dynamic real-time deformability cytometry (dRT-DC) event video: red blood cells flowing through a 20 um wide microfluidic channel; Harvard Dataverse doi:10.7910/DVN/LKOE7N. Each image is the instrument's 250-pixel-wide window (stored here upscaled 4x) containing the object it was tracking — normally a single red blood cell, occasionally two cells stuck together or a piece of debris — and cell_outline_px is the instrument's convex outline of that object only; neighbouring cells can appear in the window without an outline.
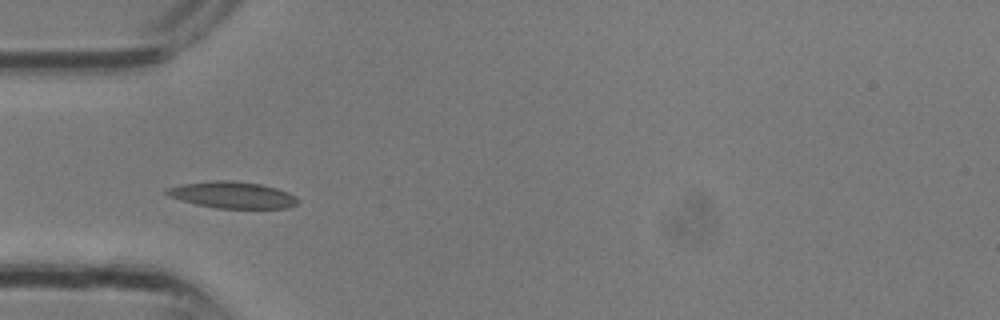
{"species": "common noctule bat (a hibernating species)", "species_latin": "Nyctalus noctula", "temperature_condition": "room temperature", "stored_images_in_passage": 13, "camera_frame_rate_fps": 3000, "um_per_image_px": 0.085, "animal": {"sex": "male", "body_mass_g": 13.3}, "frame": {"image": 1, "passage_image": 2, "time_ms": 0.333, "image_size_px": [1000, 320], "cell_outline_px": [[300, 200], [296, 204], [288, 208], [216, 208], [196, 204], [180, 200], [168, 196], [164, 192], [168, 188], [180, 184], [212, 180], [236, 180], [260, 184], [276, 188], [288, 192], [296, 196]], "centroid_in_image_um": [19.75, 16.56], "position_along_channel_um": 65.2, "area_um2": 20.46}}
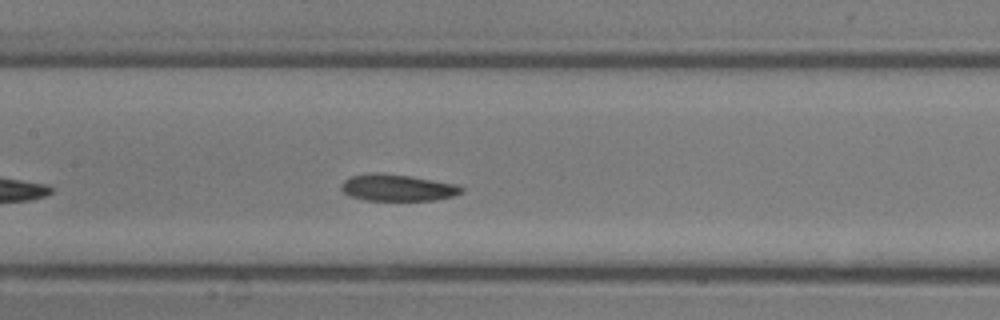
{"frame": {"image": 2, "passage_image": 7, "time_ms": 2.0, "image_size_px": [1000, 320], "cell_outline_px": [[464, 192], [452, 196], [436, 200], [364, 200], [352, 196], [344, 192], [340, 188], [340, 184], [344, 180], [352, 176], [376, 172], [408, 176], [456, 184], [464, 188]], "centroid_in_image_um": [33.78, 15.96], "position_along_channel_um": 173.6, "area_um2": 18.5}}
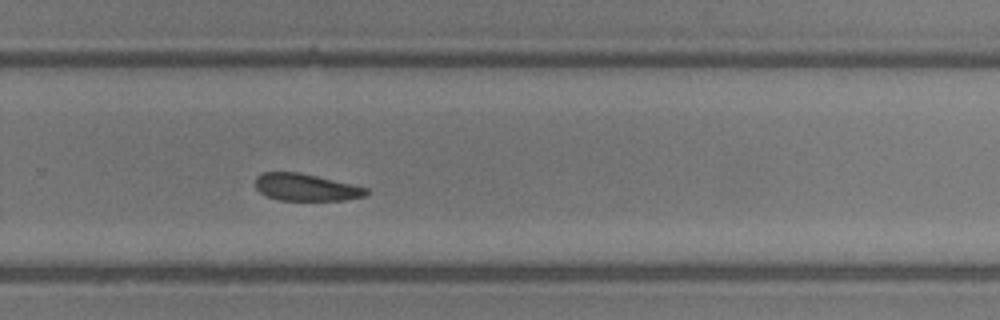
{"frame": {"image": 3, "passage_image": 13, "time_ms": 4.0, "image_size_px": [1000, 320], "cell_outline_px": [[368, 192], [364, 196], [344, 200], [280, 200], [268, 196], [260, 192], [256, 188], [256, 176], [264, 172], [300, 172], [368, 188]], "centroid_in_image_um": [25.99, 15.92], "position_along_channel_um": 303.8, "area_um2": 17.34}}